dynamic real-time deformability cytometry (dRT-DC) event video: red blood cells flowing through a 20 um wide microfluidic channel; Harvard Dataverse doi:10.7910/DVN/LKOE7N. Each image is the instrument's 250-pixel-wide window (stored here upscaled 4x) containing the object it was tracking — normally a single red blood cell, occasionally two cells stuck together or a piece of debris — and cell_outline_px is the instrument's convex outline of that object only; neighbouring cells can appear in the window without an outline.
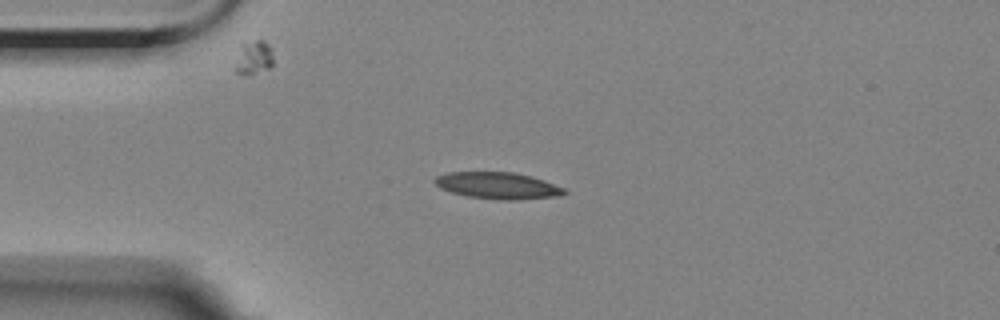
{"species": "Egyptian fruit bat (a non-hibernating species)", "species_latin": "Rousettus aegyptiacus", "temperature_condition": "room temperature", "stored_images_in_passage": 2, "camera_frame_rate_fps": 3000, "um_per_image_px": 0.085, "animal": {"sex": "female"}, "frame": {"image": 1, "passage_image": 2, "time_ms": 2.0, "image_size_px": [1000, 320], "cell_outline_px": [[568, 192], [560, 196], [512, 200], [508, 200], [468, 196], [452, 192], [440, 188], [432, 180], [436, 176], [448, 172], [512, 172], [532, 176], [544, 180], [564, 188]], "centroid_in_image_um": [42.32, 15.76], "position_along_channel_um": 42.7, "area_um2": 20.0}}